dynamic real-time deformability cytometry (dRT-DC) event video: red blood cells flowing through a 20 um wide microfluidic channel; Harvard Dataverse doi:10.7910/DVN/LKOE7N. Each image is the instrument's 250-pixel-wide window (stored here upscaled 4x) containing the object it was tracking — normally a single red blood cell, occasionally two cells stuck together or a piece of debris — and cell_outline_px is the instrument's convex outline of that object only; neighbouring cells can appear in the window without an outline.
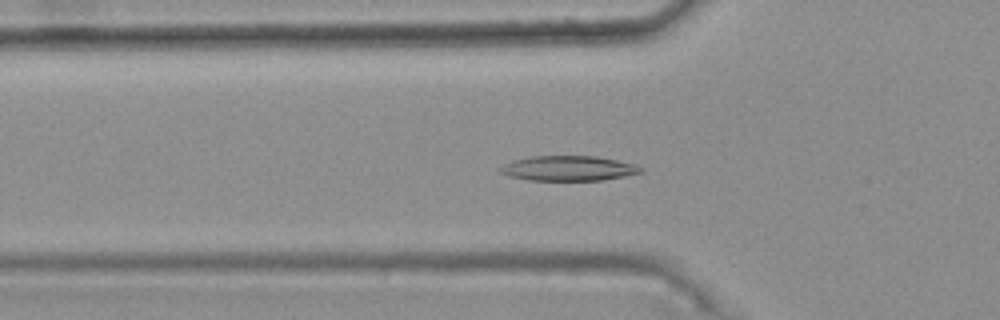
{"species": "common noctule bat (a hibernating species)", "species_latin": "Nyctalus noctula", "temperature_condition": "warm", "stored_images_in_passage": 38, "camera_frame_rate_fps": 3000, "um_per_image_px": 0.085, "animal": {"sex": "female", "body_mass_g": 25.1}, "frame": {"image": 1, "passage_image": 10, "time_ms": 3.0, "image_size_px": [1000, 320], "cell_outline_px": [[644, 172], [604, 180], [528, 180], [508, 176], [500, 172], [500, 168], [504, 164], [512, 160], [532, 156], [596, 156], [636, 164], [644, 168]], "centroid_in_image_um": [48.34, 14.3], "position_along_channel_um": 77.5, "area_um2": 20.52}}
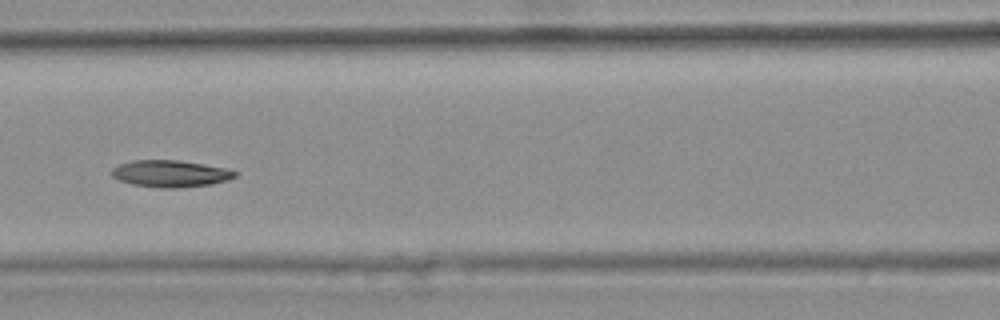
{"frame": {"image": 2, "passage_image": 16, "time_ms": 5.0, "image_size_px": [1000, 320], "cell_outline_px": [[240, 172], [236, 176], [228, 180], [212, 184], [176, 188], [160, 188], [132, 184], [120, 180], [112, 176], [112, 168], [120, 164], [132, 160], [176, 160], [204, 164], [224, 168]], "centroid_in_image_um": [14.51, 14.76], "position_along_channel_um": 152.1, "area_um2": 19.25}}
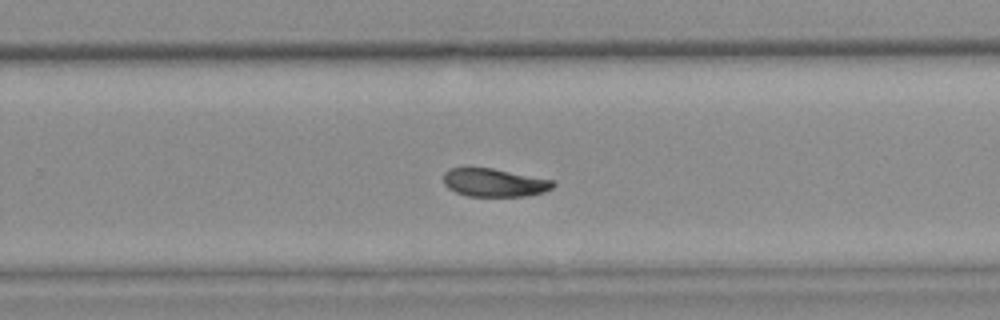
{"frame": {"image": 3, "passage_image": 27, "time_ms": 8.667, "image_size_px": [1000, 320], "cell_outline_px": [[556, 184], [552, 188], [544, 192], [528, 196], [468, 196], [456, 192], [448, 188], [444, 184], [444, 172], [448, 168], [492, 168], [556, 180]], "centroid_in_image_um": [42.05, 15.52], "position_along_channel_um": 287.7, "area_um2": 18.15}, "authors_computed_cell_mechanics": {"area_um2": 19.1029, "velocity_mm_per_s": 3.7183, "shape_relaxation_time_tau1_ms": 5.0261, "shape_relaxation_time_tau2_ms": 7.2958, "deformation_change_tau1": 0.1339, "deformation_change_tau2": 0.1125}}